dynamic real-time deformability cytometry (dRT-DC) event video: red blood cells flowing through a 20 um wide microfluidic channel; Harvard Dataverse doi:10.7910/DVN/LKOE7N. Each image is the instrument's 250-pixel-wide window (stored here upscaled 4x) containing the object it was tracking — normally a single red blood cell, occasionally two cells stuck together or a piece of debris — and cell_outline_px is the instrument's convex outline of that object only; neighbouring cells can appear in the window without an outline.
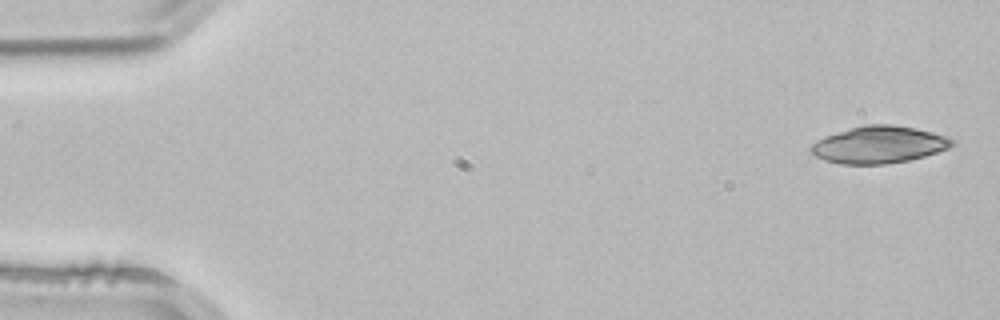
{"species": "common noctule bat (a hibernating species)", "species_latin": "Nyctalus noctula", "temperature_condition": "room temperature", "stored_images_in_passage": 3, "camera_frame_rate_fps": 3000, "um_per_image_px": 0.085, "animal": {"sex": "male", "body_mass_g": 21.5, "forearm_length_mm": 52.0}, "frame": {"image": 1, "passage_image": 1, "time_ms": 0.0, "image_size_px": [1000, 320], "cell_outline_px": [[956, 144], [948, 148], [924, 156], [908, 160], [884, 164], [840, 164], [824, 160], [808, 152], [808, 148], [816, 140], [824, 136], [864, 124], [892, 124], [916, 128], [948, 136], [956, 140]], "centroid_in_image_um": [74.7, 12.29], "position_along_channel_um": 10.3, "area_um2": 30.75}}